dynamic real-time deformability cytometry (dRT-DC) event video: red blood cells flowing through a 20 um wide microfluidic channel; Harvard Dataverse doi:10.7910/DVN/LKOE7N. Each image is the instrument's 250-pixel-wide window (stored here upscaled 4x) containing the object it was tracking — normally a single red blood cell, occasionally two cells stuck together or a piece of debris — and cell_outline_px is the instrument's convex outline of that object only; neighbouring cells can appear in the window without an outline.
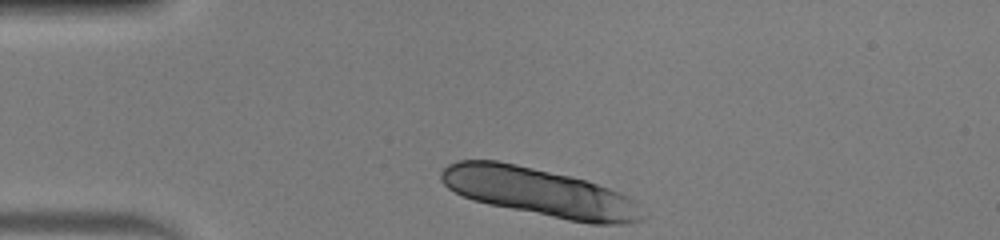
{"species": "human", "species_latin": "Homo sapiens", "temperature_condition": "warm", "stored_images_in_passage": 32, "segment_of_instrument_passage": [1, 2], "camera_frame_rate_fps": 3000, "um_per_image_px": 0.085, "donor": {"sex": "male"}, "frame": {"image": 1, "passage_image": 1, "time_ms": 0.0, "image_size_px": [1000, 240], "cell_outline_px": [[648, 216], [640, 220], [628, 224], [592, 224], [568, 220], [488, 204], [472, 200], [448, 188], [440, 180], [440, 172], [448, 164], [460, 160], [496, 160], [516, 164], [568, 176], [584, 180], [608, 188], [628, 196], [636, 200]], "centroid_in_image_um": [45.9, 16.35], "position_along_channel_um": 39.1, "area_um2": 56.41}}